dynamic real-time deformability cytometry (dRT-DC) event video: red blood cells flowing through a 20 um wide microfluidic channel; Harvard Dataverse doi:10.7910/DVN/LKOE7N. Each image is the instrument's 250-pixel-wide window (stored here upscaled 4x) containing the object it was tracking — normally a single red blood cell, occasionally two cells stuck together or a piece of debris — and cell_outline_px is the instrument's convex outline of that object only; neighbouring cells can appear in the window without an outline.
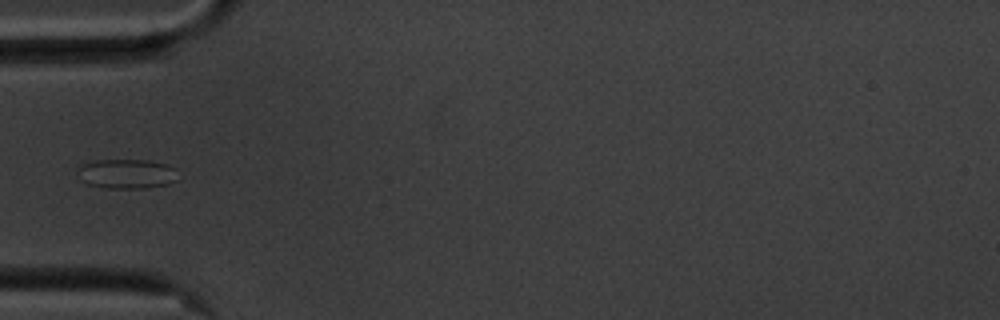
{"species": "common noctule bat (a hibernating species)", "species_latin": "Nyctalus noctula", "temperature_condition": "cold", "stored_images_in_passage": 7, "camera_frame_rate_fps": 3000, "um_per_image_px": 0.085, "animal": {"sex": "male", "body_mass_g": 20.1, "forearm_length_mm": 53.5}, "frame": {"image": 1, "passage_image": 1, "time_ms": 0.0, "image_size_px": [1000, 320], "cell_outline_px": [[176, 180], [168, 184], [148, 188], [108, 188], [88, 184], [80, 180], [80, 168], [84, 164], [96, 160], [148, 160], [164, 164], [176, 168]], "centroid_in_image_um": [10.81, 14.78], "position_along_channel_um": 74.2, "area_um2": 17.05}}
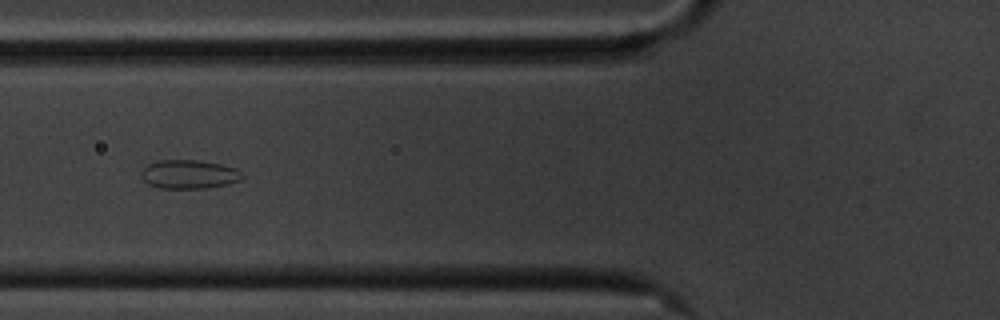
{"frame": {"image": 2, "passage_image": 4, "time_ms": 1.0, "image_size_px": [1000, 320], "cell_outline_px": [[244, 176], [240, 180], [228, 184], [208, 188], [160, 188], [148, 184], [144, 180], [140, 172], [148, 164], [156, 160], [196, 160], [220, 164], [236, 168], [244, 172]], "centroid_in_image_um": [16.09, 14.81], "position_along_channel_um": 109.7, "area_um2": 17.05}}